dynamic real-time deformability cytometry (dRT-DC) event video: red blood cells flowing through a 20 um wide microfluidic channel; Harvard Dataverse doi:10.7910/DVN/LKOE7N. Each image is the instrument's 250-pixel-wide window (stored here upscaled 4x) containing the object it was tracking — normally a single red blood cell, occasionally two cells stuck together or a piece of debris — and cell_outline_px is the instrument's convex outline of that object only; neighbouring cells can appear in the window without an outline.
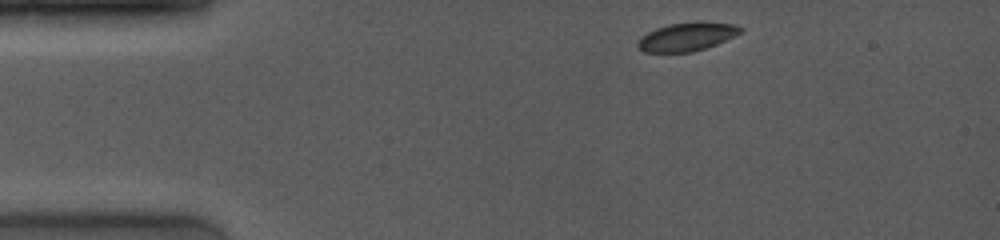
{"species": "common noctule bat (a hibernating species)", "species_latin": "Nyctalus noctula", "temperature_condition": "room temperature", "stored_images_in_passage": 36, "camera_frame_rate_fps": 4000, "um_per_image_px": 0.085, "animal": {"sex": "female", "body_mass_g": 19.0, "forearm_length_mm": 53.3}, "frame": {"image": 1, "passage_image": 1, "time_ms": 0.0, "image_size_px": [1000, 240], "cell_outline_px": [[744, 28], [740, 32], [716, 44], [692, 52], [644, 52], [636, 44], [640, 36], [656, 28], [668, 24], [696, 20], [704, 20], [736, 24]], "centroid_in_image_um": [58.38, 3.08], "position_along_channel_um": 26.6, "area_um2": 17.28}}
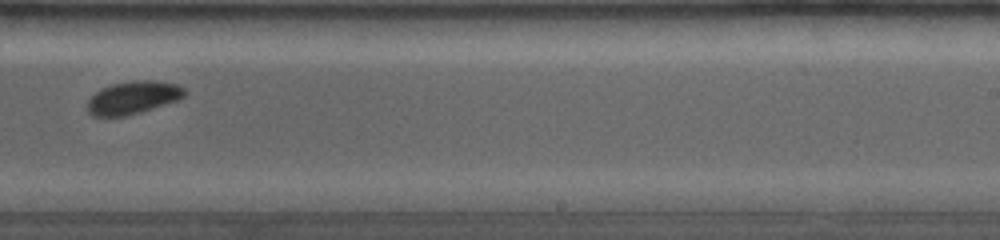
{"frame": {"image": 2, "passage_image": 23, "time_ms": 7.75, "image_size_px": [1000, 240], "cell_outline_px": [[184, 96], [176, 100], [140, 112], [124, 116], [92, 116], [88, 112], [88, 100], [100, 88], [112, 84], [132, 80], [156, 80], [176, 84], [184, 88]], "centroid_in_image_um": [11.28, 8.28], "position_along_channel_um": 277.7, "area_um2": 18.38}}
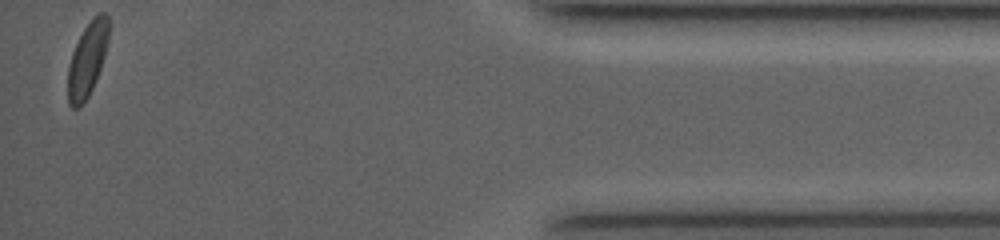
{"frame": {"image": 3, "passage_image": 36, "time_ms": 12.75, "image_size_px": [1000, 240], "cell_outline_px": [[108, 40], [104, 56], [96, 80], [88, 96], [80, 108], [72, 108], [68, 104], [68, 68], [72, 52], [84, 28], [92, 16], [96, 12], [104, 12], [108, 16]], "centroid_in_image_um": [7.42, 5.04], "position_along_channel_um": 427.8, "area_um2": 17.63}, "authors_computed_cell_mechanics": {"area_um2": 18.5249, "velocity_mm_per_s": 4.067, "shape_relaxation_time_tau1_ms": 3.5243, "shape_relaxation_time_tau2_ms": null, "deformation_change_tau1": 0.078, "deformation_change_tau2": null}}